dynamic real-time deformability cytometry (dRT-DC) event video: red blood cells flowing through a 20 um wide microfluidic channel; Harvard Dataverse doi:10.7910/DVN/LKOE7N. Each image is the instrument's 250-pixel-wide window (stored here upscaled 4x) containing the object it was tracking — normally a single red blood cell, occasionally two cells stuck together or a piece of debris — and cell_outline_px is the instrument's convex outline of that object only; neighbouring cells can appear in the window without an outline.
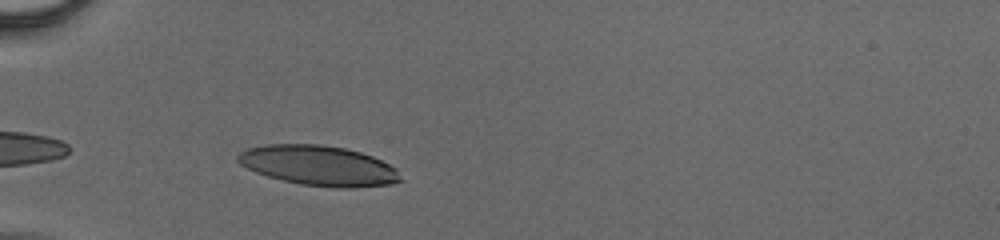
{"species": "human", "species_latin": "Homo sapiens", "temperature_condition": "cold", "stored_images_in_passage": 32, "camera_frame_rate_fps": 3000, "um_per_image_px": 0.085, "donor": {"sex": "male"}, "frame": {"image": 1, "passage_image": 2, "time_ms": 0.333, "image_size_px": [1000, 240], "cell_outline_px": [[404, 180], [392, 184], [356, 188], [336, 188], [300, 184], [268, 176], [256, 172], [240, 164], [236, 160], [236, 156], [240, 152], [248, 148], [268, 144], [320, 144], [344, 148], [360, 152], [372, 156], [396, 168]], "centroid_in_image_um": [27.11, 14.08], "position_along_channel_um": 57.9, "area_um2": 38.03}}
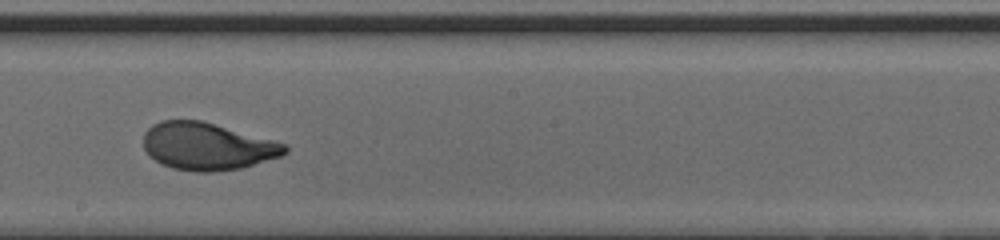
{"frame": {"image": 2, "passage_image": 17, "time_ms": 5.333, "image_size_px": [1000, 240], "cell_outline_px": [[288, 152], [280, 156], [240, 168], [212, 172], [192, 172], [172, 168], [160, 164], [148, 156], [144, 148], [144, 132], [152, 124], [160, 120], [200, 120], [288, 144]], "centroid_in_image_um": [17.58, 12.44], "position_along_channel_um": 230.6, "area_um2": 39.13}}
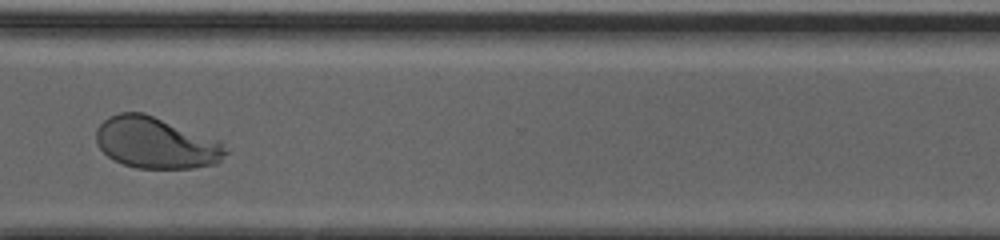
{"frame": {"image": 3, "passage_image": 27, "time_ms": 8.667, "image_size_px": [1000, 240], "cell_outline_px": [[228, 152], [216, 164], [192, 168], [136, 168], [112, 160], [96, 144], [96, 128], [108, 116], [120, 112], [144, 112], [220, 140]], "centroid_in_image_um": [13.24, 12.13], "position_along_channel_um": 357.4, "area_um2": 38.96}}